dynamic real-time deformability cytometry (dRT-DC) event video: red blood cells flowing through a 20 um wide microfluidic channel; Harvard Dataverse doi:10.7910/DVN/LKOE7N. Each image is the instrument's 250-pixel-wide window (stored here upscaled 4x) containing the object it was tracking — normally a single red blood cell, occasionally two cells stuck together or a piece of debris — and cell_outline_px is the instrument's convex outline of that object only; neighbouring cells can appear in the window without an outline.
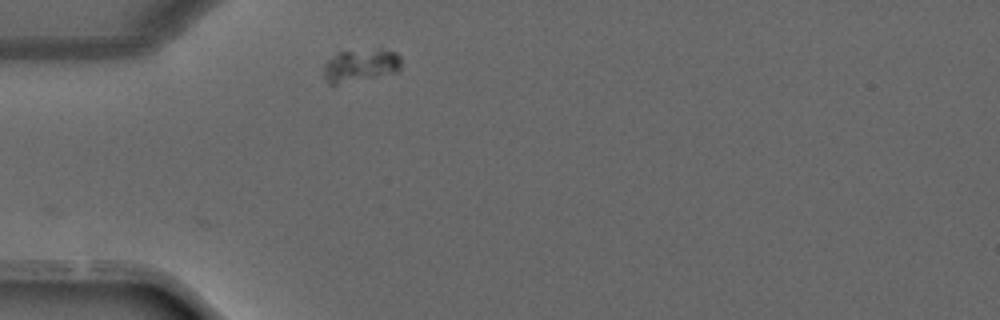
{"species": "common noctule bat (a hibernating species)", "species_latin": "Nyctalus noctula", "temperature_condition": "warm", "stored_images_in_passage": 2, "camera_frame_rate_fps": 3000, "um_per_image_px": 0.085, "animal": {"sex": "male", "forearm_length_mm": 52.5}, "frame": {"image": 1, "passage_image": 2, "time_ms": 0.333, "image_size_px": [1000, 320], "cell_outline_px": [[400, 68], [396, 72], [336, 84], [328, 84], [324, 80], [324, 64], [328, 60], [340, 52], [380, 48], [396, 52], [400, 56]], "centroid_in_image_um": [30.64, 5.54], "position_along_channel_um": 54.4, "area_um2": 14.62}}